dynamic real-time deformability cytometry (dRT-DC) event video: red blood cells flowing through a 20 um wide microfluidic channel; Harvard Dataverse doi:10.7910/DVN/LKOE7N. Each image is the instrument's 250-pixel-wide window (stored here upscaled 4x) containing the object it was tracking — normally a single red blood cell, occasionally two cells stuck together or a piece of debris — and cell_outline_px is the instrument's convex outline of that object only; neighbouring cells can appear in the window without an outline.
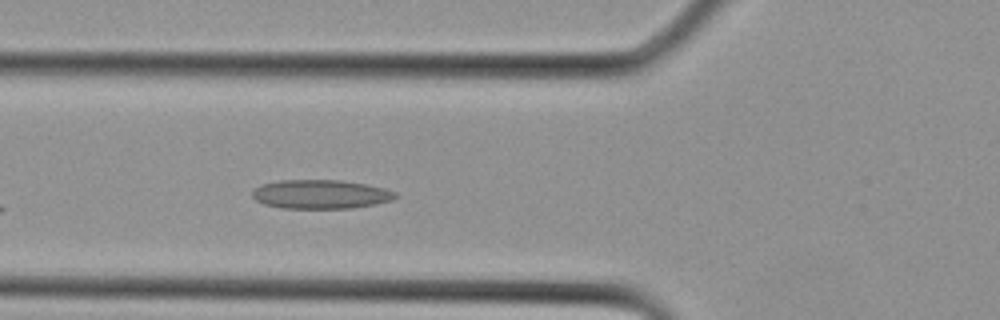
{"species": "Egyptian fruit bat (a non-hibernating species)", "species_latin": "Rousettus aegyptiacus", "temperature_condition": "cold", "stored_images_in_passage": 3, "camera_frame_rate_fps": 3000, "um_per_image_px": 0.085, "animal": {"sex": "female"}, "frame": {"image": 1, "passage_image": 3, "time_ms": 0.667, "image_size_px": [1000, 320], "cell_outline_px": [[400, 196], [392, 200], [376, 204], [352, 208], [280, 208], [264, 204], [256, 200], [252, 196], [252, 192], [260, 184], [280, 180], [340, 180], [364, 184], [384, 188], [396, 192]], "centroid_in_image_um": [27.26, 16.51], "position_along_channel_um": 98.5, "area_um2": 24.22}}